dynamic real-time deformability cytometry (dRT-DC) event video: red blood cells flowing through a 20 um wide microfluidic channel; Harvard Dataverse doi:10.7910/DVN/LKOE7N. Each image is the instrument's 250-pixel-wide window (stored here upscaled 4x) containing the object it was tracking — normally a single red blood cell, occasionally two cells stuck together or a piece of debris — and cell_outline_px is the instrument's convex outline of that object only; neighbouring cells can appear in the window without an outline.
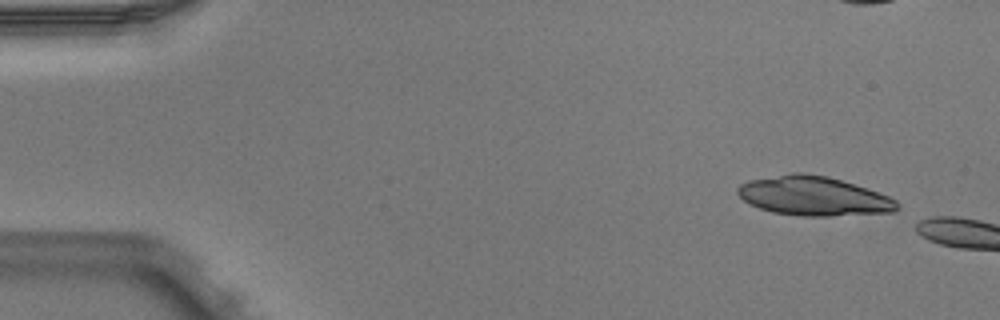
{"species": "Egyptian fruit bat (a non-hibernating species)", "species_latin": "Rousettus aegyptiacus", "temperature_condition": "warm", "stored_images_in_passage": 4, "camera_frame_rate_fps": 3000, "um_per_image_px": 0.085, "animal": {"sex": "male"}, "frame": {"image": 1, "passage_image": 1, "time_ms": 0.0, "image_size_px": [1000, 320], "cell_outline_px": [[900, 208], [892, 212], [828, 216], [804, 216], [772, 212], [748, 204], [736, 192], [736, 188], [740, 184], [748, 180], [792, 172], [804, 172], [828, 176], [888, 196], [896, 200]], "centroid_in_image_um": [69.1, 16.66], "position_along_channel_um": 15.9, "area_um2": 36.36}}